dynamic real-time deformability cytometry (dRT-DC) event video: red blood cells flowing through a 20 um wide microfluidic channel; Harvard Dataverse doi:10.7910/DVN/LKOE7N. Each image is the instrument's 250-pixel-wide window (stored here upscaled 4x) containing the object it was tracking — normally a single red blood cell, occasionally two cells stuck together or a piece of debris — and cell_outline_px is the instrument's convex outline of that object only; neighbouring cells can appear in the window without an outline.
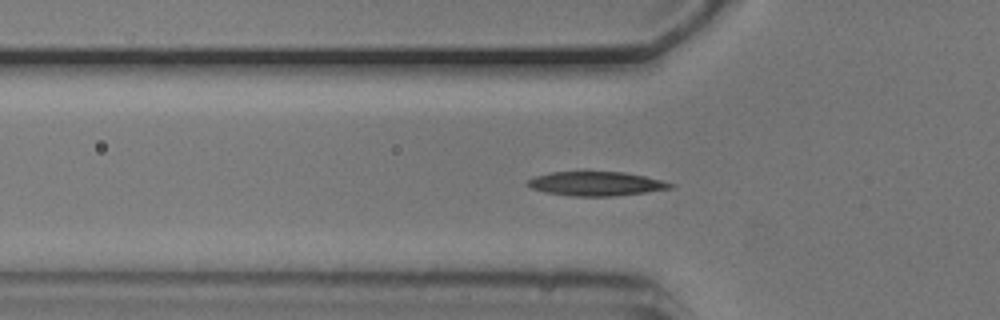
{"species": "common noctule bat (a hibernating species)", "species_latin": "Nyctalus noctula", "temperature_condition": "cold", "stored_images_in_passage": 54, "camera_frame_rate_fps": 3000, "um_per_image_px": 0.085, "animal": {"sex": "male", "body_mass_g": 20.5, "forearm_length_mm": 52.5}, "frame": {"image": 1, "passage_image": 17, "time_ms": 5.333, "image_size_px": [1000, 320], "cell_outline_px": [[676, 184], [672, 188], [616, 196], [572, 196], [548, 192], [532, 188], [524, 184], [528, 180], [536, 176], [548, 172], [584, 168], [624, 172], [644, 176]], "centroid_in_image_um": [50.61, 15.55], "position_along_channel_um": 75.2, "area_um2": 20.98}}
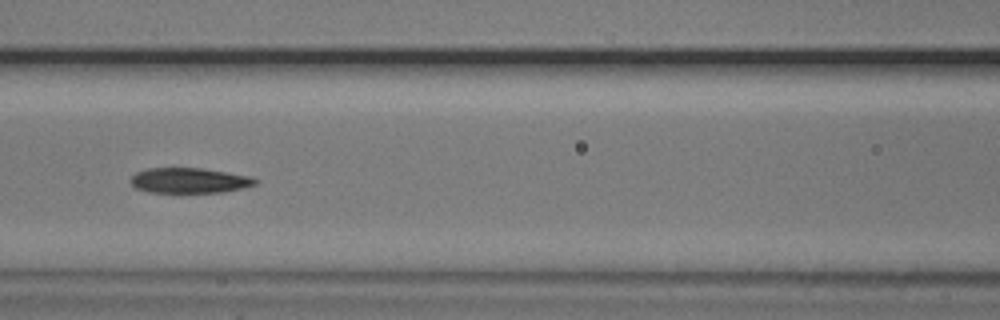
{"frame": {"image": 2, "passage_image": 23, "time_ms": 7.333, "image_size_px": [1000, 320], "cell_outline_px": [[260, 180], [256, 184], [244, 188], [224, 192], [148, 192], [136, 188], [132, 184], [132, 176], [136, 172], [148, 168], [204, 168], [252, 176]], "centroid_in_image_um": [16.16, 15.33], "position_along_channel_um": 150.4, "area_um2": 18.44}}
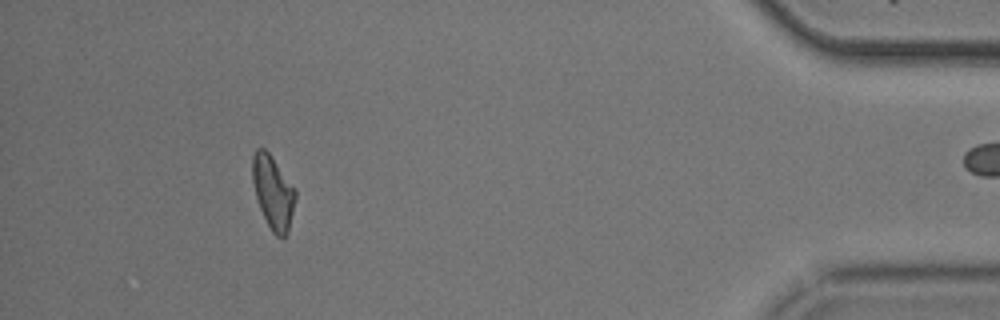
{"frame": {"image": 3, "passage_image": 49, "time_ms": 16.0, "image_size_px": [1000, 320], "cell_outline_px": [[296, 196], [288, 232], [284, 240], [280, 240], [272, 232], [260, 208], [256, 196], [252, 180], [252, 156], [256, 148], [264, 148], [268, 152], [296, 188]], "centroid_in_image_um": [23.22, 16.36], "position_along_channel_um": 412.0, "area_um2": 18.44}, "authors_computed_cell_mechanics": {"area_um2": 18.785, "velocity_mm_per_s": 3.7052, "shape_relaxation_time_tau1_ms": null, "shape_relaxation_time_tau2_ms": 4.0766, "deformation_change_tau1": null, "deformation_change_tau2": 0.1158}}